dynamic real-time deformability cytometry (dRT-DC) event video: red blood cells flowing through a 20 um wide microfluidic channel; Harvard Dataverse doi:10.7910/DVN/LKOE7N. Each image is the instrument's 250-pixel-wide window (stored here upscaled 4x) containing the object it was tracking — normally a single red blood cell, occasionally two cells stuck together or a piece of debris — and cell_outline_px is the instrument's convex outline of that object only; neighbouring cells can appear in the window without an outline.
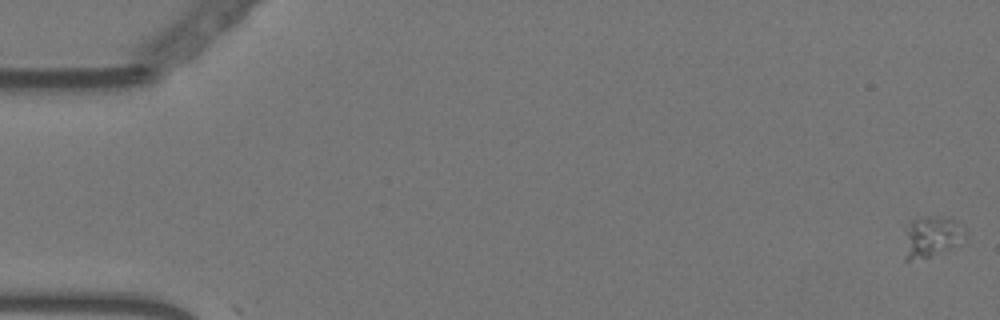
{"species": "Egyptian fruit bat (a non-hibernating species)", "species_latin": "Rousettus aegyptiacus", "temperature_condition": "warm", "stored_images_in_passage": 51, "camera_frame_rate_fps": 3000, "um_per_image_px": 0.085, "animal": {"sex": "female"}, "frame": {"image": 1, "passage_image": 1, "time_ms": 0.0, "image_size_px": [1000, 320], "cell_outline_px": [[968, 232], [956, 244], [948, 248], [928, 256], [908, 260], [904, 260], [904, 228], [908, 220], [920, 216], [948, 216], [956, 220]], "centroid_in_image_um": [79.11, 20.03], "position_along_channel_um": 5.9, "area_um2": 14.8}}
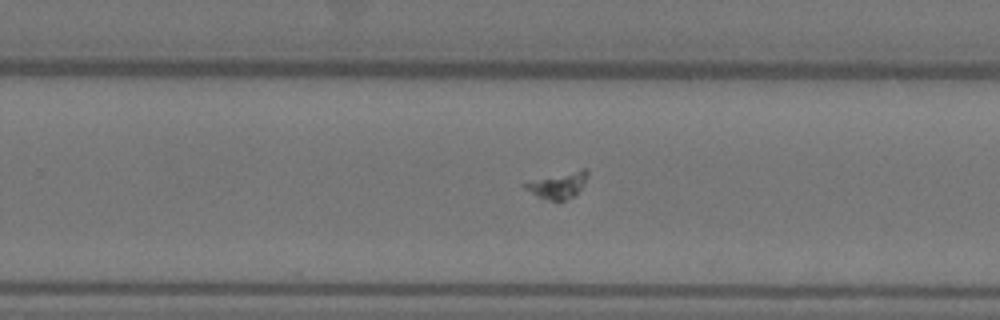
{"frame": {"image": 2, "passage_image": 37, "time_ms": 12.0, "image_size_px": [1000, 320], "cell_outline_px": [[588, 176], [584, 184], [576, 196], [556, 204], [536, 196], [524, 188], [520, 184], [580, 168], [588, 168]], "centroid_in_image_um": [47.47, 15.78], "position_along_channel_um": 282.3, "area_um2": 10.0}}
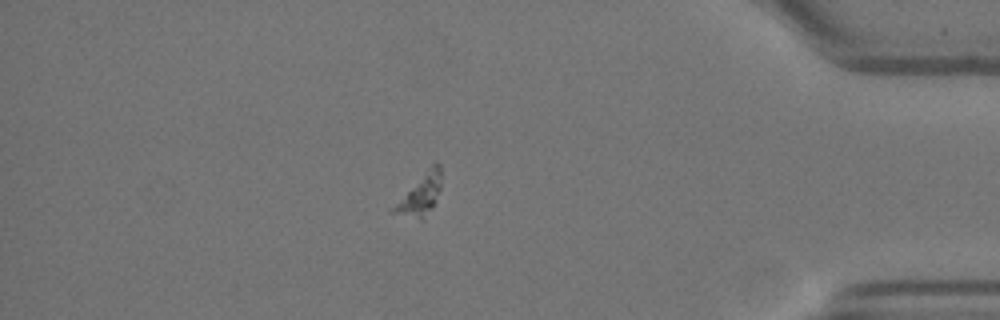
{"frame": {"image": 3, "passage_image": 50, "time_ms": 16.333, "image_size_px": [1000, 320], "cell_outline_px": [[440, 188], [432, 208], [420, 216], [392, 212], [392, 208], [432, 164], [436, 160], [440, 164]], "centroid_in_image_um": [35.79, 16.44], "position_along_channel_um": 399.4, "area_um2": 10.0}}